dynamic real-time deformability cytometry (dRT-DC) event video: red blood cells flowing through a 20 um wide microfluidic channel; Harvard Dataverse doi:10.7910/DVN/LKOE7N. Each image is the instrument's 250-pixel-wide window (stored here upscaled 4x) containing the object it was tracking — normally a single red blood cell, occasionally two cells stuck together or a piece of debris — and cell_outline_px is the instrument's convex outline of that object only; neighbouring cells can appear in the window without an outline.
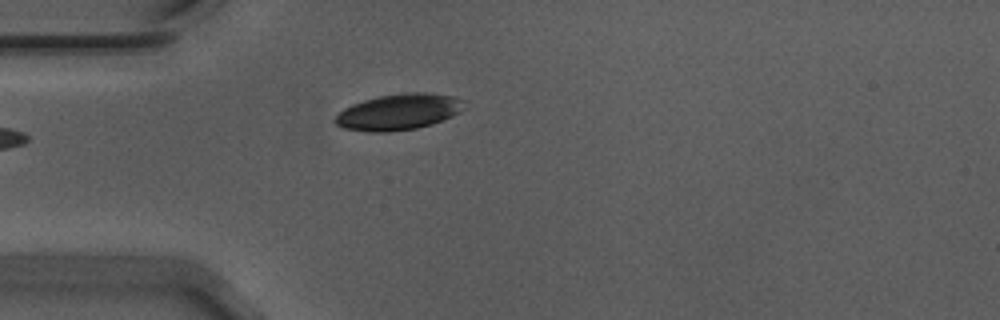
{"species": "Egyptian fruit bat (a non-hibernating species)", "species_latin": "Rousettus aegyptiacus", "temperature_condition": "warm", "stored_images_in_passage": 38, "camera_frame_rate_fps": 3000, "um_per_image_px": 0.085, "animal": {"sex": "male"}, "frame": {"image": 1, "passage_image": 1, "time_ms": 0.0, "image_size_px": [1000, 320], "cell_outline_px": [[468, 100], [464, 108], [460, 112], [452, 116], [432, 124], [416, 128], [388, 132], [368, 132], [344, 128], [336, 124], [332, 120], [344, 108], [352, 104], [364, 100], [380, 96], [404, 92], [424, 92], [452, 96]], "centroid_in_image_um": [33.92, 9.51], "position_along_channel_um": 51.1, "area_um2": 27.28}}
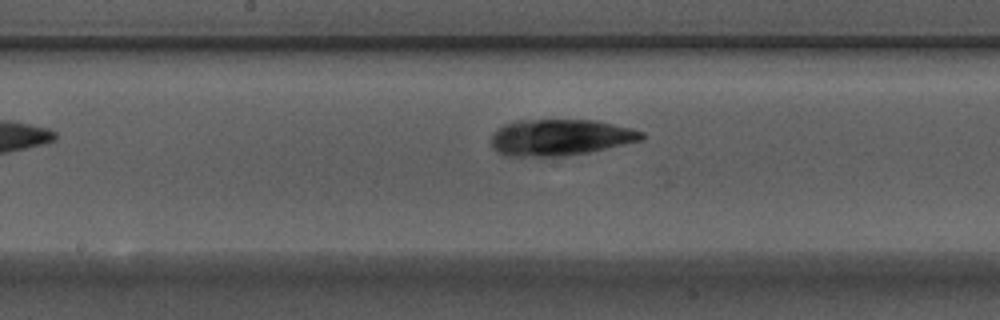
{"frame": {"image": 2, "passage_image": 14, "time_ms": 4.333, "image_size_px": [1000, 320], "cell_outline_px": [[644, 140], [588, 152], [560, 156], [504, 156], [496, 152], [492, 148], [492, 136], [496, 128], [504, 124], [516, 120], [596, 120], [632, 128], [644, 132]], "centroid_in_image_um": [47.6, 11.67], "position_along_channel_um": 200.6, "area_um2": 32.02}}
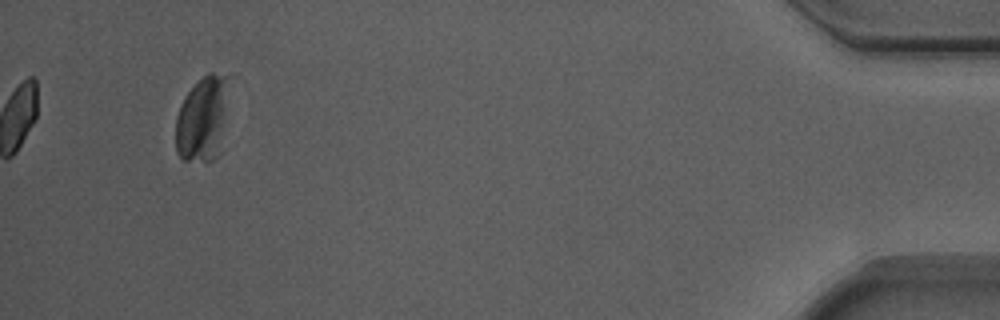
{"frame": {"image": 3, "passage_image": 38, "time_ms": 12.333, "image_size_px": [1000, 320], "cell_outline_px": [[228, 76], [220, 156], [216, 160], [180, 160], [176, 152], [176, 116], [180, 104], [184, 96], [208, 72], [212, 72]], "centroid_in_image_um": [17.18, 10.15], "position_along_channel_um": 418.0, "area_um2": 26.13}}